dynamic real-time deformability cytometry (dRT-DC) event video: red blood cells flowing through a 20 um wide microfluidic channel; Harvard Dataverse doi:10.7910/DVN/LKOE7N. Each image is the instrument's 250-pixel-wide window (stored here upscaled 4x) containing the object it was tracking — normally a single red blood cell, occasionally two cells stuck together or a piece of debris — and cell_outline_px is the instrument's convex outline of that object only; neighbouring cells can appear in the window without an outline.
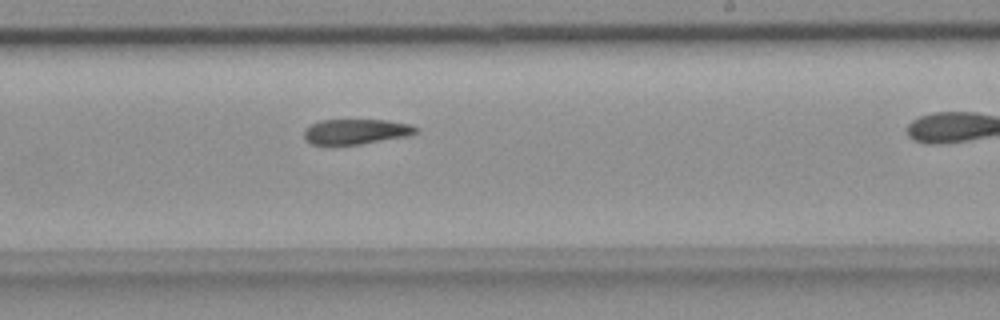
{"species": "common noctule bat (a hibernating species)", "species_latin": "Nyctalus noctula", "temperature_condition": "room temperature", "stored_images_in_passage": 41, "camera_frame_rate_fps": 3000, "um_per_image_px": 0.085, "animal": {"sex": "female", "body_mass_g": 18.4}, "frame": {"image": 1, "passage_image": 30, "time_ms": 9.667, "image_size_px": [1000, 320], "cell_outline_px": [[420, 128], [416, 132], [404, 136], [360, 144], [332, 148], [312, 144], [304, 140], [304, 128], [320, 120], [388, 120], [412, 124]], "centroid_in_image_um": [30.16, 11.22], "position_along_channel_um": 258.8, "area_um2": 16.99}}